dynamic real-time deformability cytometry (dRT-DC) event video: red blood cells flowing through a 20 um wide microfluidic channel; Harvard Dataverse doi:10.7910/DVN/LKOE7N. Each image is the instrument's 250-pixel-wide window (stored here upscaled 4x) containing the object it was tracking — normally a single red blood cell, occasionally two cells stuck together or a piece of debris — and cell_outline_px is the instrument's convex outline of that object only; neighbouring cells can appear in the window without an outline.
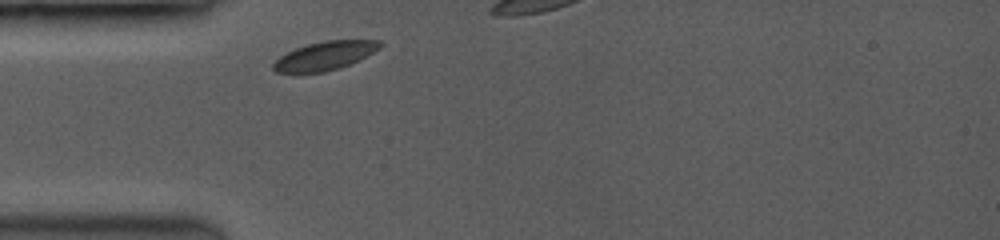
{"species": "common noctule bat (a hibernating species)", "species_latin": "Nyctalus noctula", "temperature_condition": "room temperature", "stored_images_in_passage": 5, "camera_frame_rate_fps": 3500, "um_per_image_px": 0.085, "animal": {"sex": "female", "body_mass_g": 19.0, "forearm_length_mm": 53.3}, "frame": {"image": 1, "passage_image": 1, "time_ms": 0.0, "image_size_px": [1000, 240], "cell_outline_px": [[384, 44], [380, 48], [348, 64], [324, 72], [276, 72], [272, 68], [272, 64], [280, 56], [296, 48], [308, 44], [324, 40], [384, 40]], "centroid_in_image_um": [27.61, 4.72], "position_along_channel_um": 57.4, "area_um2": 17.4}}